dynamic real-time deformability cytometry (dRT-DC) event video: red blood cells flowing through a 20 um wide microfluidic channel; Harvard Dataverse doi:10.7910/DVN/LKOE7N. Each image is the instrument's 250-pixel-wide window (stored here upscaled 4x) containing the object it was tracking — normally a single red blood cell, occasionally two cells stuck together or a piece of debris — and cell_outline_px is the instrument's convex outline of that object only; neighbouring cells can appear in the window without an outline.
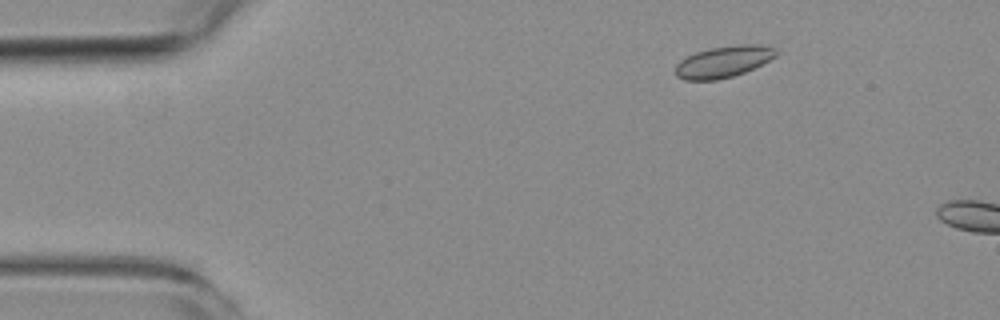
{"species": "common noctule bat (a hibernating species)", "species_latin": "Nyctalus noctula", "temperature_condition": "room temperature", "stored_images_in_passage": 2, "camera_frame_rate_fps": 3000, "um_per_image_px": 0.085, "animal": {"sex": "female", "body_mass_g": 19.3, "forearm_length_mm": 54.1}, "frame": {"image": 1, "passage_image": 1, "time_ms": 0.0, "image_size_px": [1000, 320], "cell_outline_px": [[780, 52], [776, 56], [744, 72], [732, 76], [716, 80], [684, 80], [676, 76], [676, 64], [680, 60], [696, 52], [708, 48], [740, 44], [768, 44], [776, 48]], "centroid_in_image_um": [61.52, 5.22], "position_along_channel_um": 23.5, "area_um2": 18.55}}